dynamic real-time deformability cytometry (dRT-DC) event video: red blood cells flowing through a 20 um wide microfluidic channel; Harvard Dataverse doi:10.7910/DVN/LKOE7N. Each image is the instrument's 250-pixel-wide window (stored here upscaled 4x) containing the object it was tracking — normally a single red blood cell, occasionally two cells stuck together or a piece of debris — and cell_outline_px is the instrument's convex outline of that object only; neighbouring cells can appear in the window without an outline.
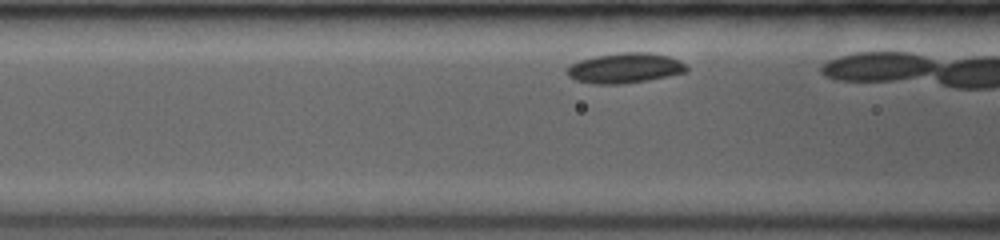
{"species": "common noctule bat (a hibernating species)", "species_latin": "Nyctalus noctula", "temperature_condition": "room temperature", "stored_images_in_passage": 32, "camera_frame_rate_fps": 3500, "um_per_image_px": 0.085, "animal": {"sex": "female", "body_mass_g": 19.0, "forearm_length_mm": 53.3}, "frame": {"image": 1, "passage_image": 5, "time_ms": 1.143, "image_size_px": [1000, 240], "cell_outline_px": [[688, 72], [648, 80], [620, 84], [596, 84], [576, 80], [568, 76], [568, 68], [572, 64], [580, 60], [596, 56], [620, 52], [648, 52], [668, 56], [680, 60], [688, 68]], "centroid_in_image_um": [53.16, 5.78], "position_along_channel_um": 113.4, "area_um2": 20.87}}
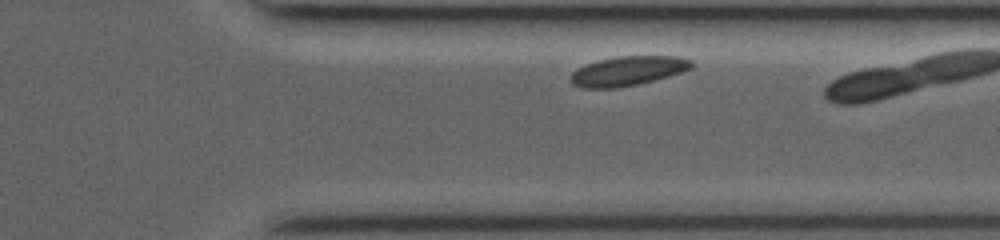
{"frame": {"image": 2, "passage_image": 28, "time_ms": 7.714, "image_size_px": [1000, 240], "cell_outline_px": [[692, 68], [668, 76], [636, 84], [616, 88], [580, 88], [572, 84], [572, 72], [588, 64], [600, 60], [616, 56], [680, 56], [692, 60]], "centroid_in_image_um": [53.38, 6.02], "position_along_channel_um": 358.0, "area_um2": 20.4}}